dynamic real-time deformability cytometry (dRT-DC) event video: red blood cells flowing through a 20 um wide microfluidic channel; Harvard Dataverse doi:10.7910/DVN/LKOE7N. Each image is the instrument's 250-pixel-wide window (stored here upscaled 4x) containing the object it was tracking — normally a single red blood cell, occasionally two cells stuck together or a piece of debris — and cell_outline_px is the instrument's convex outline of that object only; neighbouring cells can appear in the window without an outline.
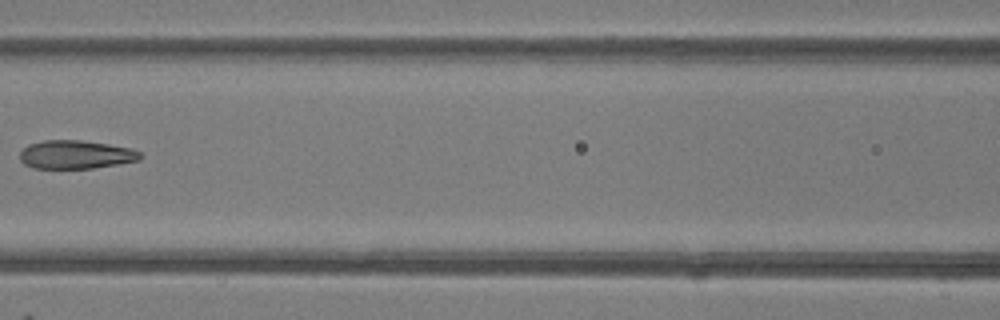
{"species": "common noctule bat (a hibernating species)", "species_latin": "Nyctalus noctula", "temperature_condition": "room temperature", "stored_images_in_passage": 7, "camera_frame_rate_fps": 3000, "um_per_image_px": 0.085, "animal": {"sex": "female"}, "frame": {"image": 1, "passage_image": 6, "time_ms": 6.667, "image_size_px": [1000, 320], "cell_outline_px": [[144, 156], [140, 160], [120, 164], [92, 168], [32, 168], [24, 164], [20, 160], [20, 152], [28, 144], [44, 140], [80, 140], [108, 144], [128, 148], [140, 152]], "centroid_in_image_um": [6.44, 13.14], "position_along_channel_um": 160.2, "area_um2": 20.0}}
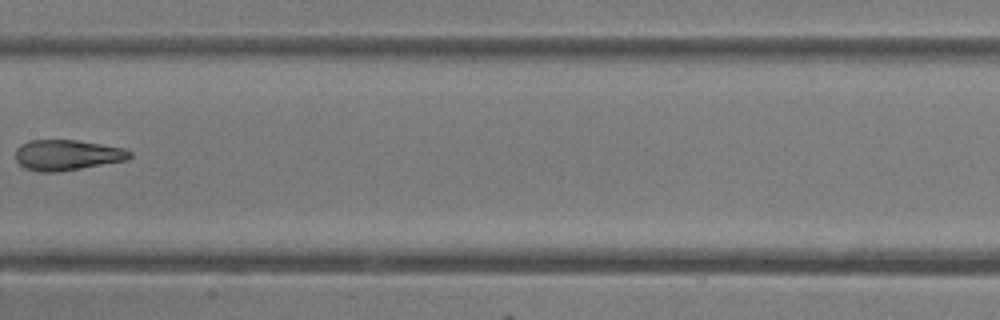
{"frame": {"image": 2, "passage_image": 7, "time_ms": 7.667, "image_size_px": [1000, 320], "cell_outline_px": [[132, 156], [128, 160], [60, 172], [40, 172], [24, 168], [16, 160], [16, 148], [20, 144], [28, 140], [76, 140], [124, 148], [132, 152]], "centroid_in_image_um": [5.7, 13.18], "position_along_channel_um": 201.7, "area_um2": 20.52}}